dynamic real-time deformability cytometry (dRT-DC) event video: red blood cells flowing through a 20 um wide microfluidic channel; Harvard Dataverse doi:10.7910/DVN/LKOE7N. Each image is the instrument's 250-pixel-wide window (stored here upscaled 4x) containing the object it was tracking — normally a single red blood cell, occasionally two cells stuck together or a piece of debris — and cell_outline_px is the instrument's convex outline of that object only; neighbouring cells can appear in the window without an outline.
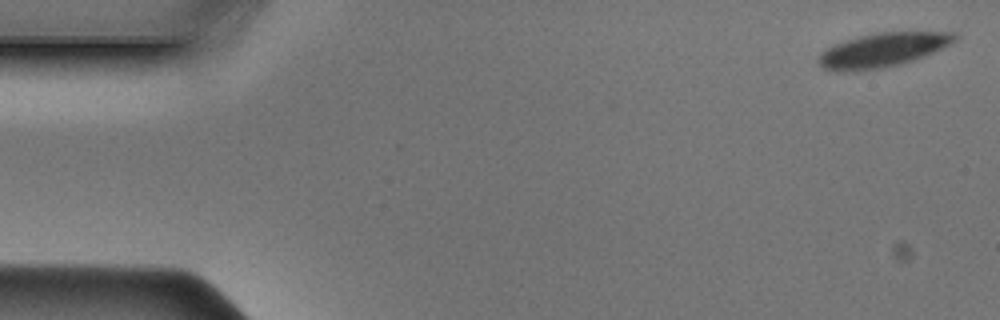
{"species": "Egyptian fruit bat (a non-hibernating species)", "species_latin": "Rousettus aegyptiacus", "temperature_condition": "cold", "stored_images_in_passage": 46, "camera_frame_rate_fps": 3000, "um_per_image_px": 0.085, "animal": {"sex": "male"}, "frame": {"image": 1, "passage_image": 1, "time_ms": 0.0, "image_size_px": [1000, 320], "cell_outline_px": [[956, 40], [924, 56], [900, 64], [884, 68], [852, 72], [836, 72], [824, 68], [816, 60], [820, 52], [836, 44], [860, 36], [876, 32], [956, 32]], "centroid_in_image_um": [74.97, 4.27], "position_along_channel_um": 10.0, "area_um2": 26.88}}
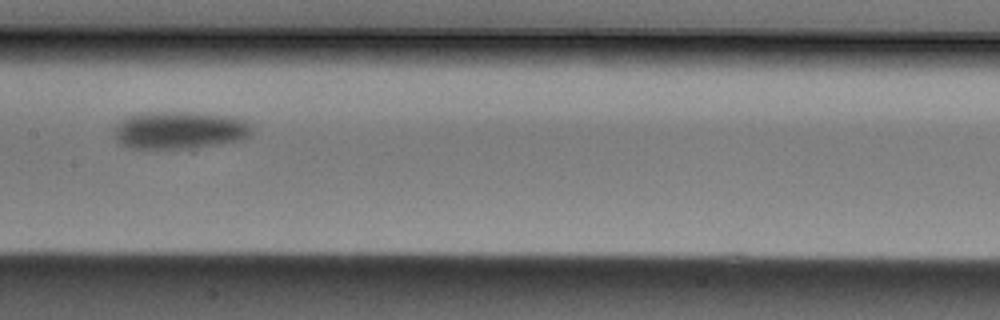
{"frame": {"image": 2, "passage_image": 23, "time_ms": 7.333, "image_size_px": [1000, 320], "cell_outline_px": [[252, 132], [248, 136], [240, 140], [216, 144], [184, 148], [128, 148], [120, 144], [116, 140], [112, 128], [124, 116], [140, 112], [192, 112], [228, 116], [244, 120], [252, 128]], "centroid_in_image_um": [15.16, 11.04], "position_along_channel_um": 192.2, "area_um2": 30.23}}
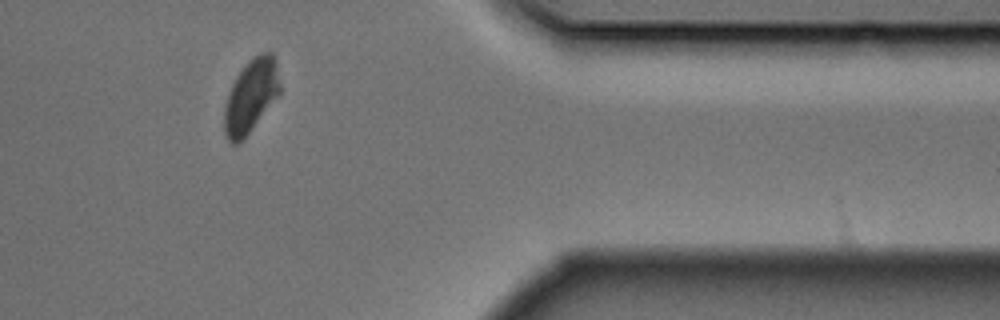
{"frame": {"image": 3, "passage_image": 39, "time_ms": 12.667, "image_size_px": [1000, 320], "cell_outline_px": [[280, 92], [248, 132], [236, 144], [232, 144], [228, 140], [224, 132], [224, 108], [228, 92], [236, 76], [248, 60], [260, 52], [272, 52], [276, 64], [280, 84]], "centroid_in_image_um": [21.3, 8.11], "position_along_channel_um": 390.1, "area_um2": 23.24}}